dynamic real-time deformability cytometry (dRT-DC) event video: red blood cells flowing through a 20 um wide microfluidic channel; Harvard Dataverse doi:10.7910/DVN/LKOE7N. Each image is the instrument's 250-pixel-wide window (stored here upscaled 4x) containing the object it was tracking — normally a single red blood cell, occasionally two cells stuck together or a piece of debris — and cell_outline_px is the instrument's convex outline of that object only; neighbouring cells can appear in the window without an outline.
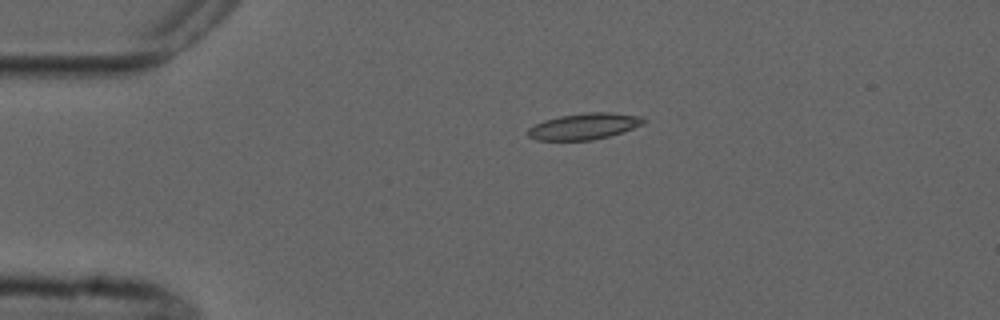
{"species": "common noctule bat (a hibernating species)", "species_latin": "Nyctalus noctula", "temperature_condition": "cold", "stored_images_in_passage": 8, "camera_frame_rate_fps": 3000, "um_per_image_px": 0.085, "animal": {"sex": "male", "forearm_length_mm": 52.5}, "frame": {"image": 1, "passage_image": 4, "time_ms": 3.667, "image_size_px": [1000, 320], "cell_outline_px": [[648, 120], [644, 124], [608, 136], [592, 140], [536, 140], [528, 136], [528, 128], [544, 120], [560, 116], [588, 112], [612, 112], [640, 116]], "centroid_in_image_um": [49.66, 10.73], "position_along_channel_um": 35.3, "area_um2": 17.57}}
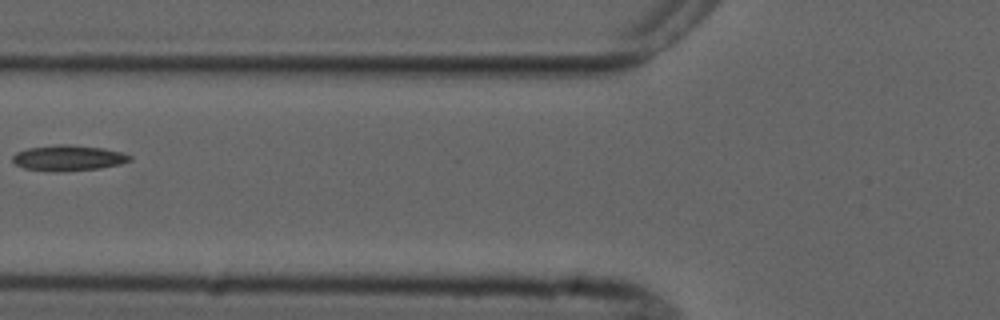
{"frame": {"image": 2, "passage_image": 7, "time_ms": 7.0, "image_size_px": [1000, 320], "cell_outline_px": [[132, 160], [120, 164], [100, 168], [60, 172], [56, 172], [24, 168], [16, 164], [12, 160], [12, 156], [16, 152], [28, 148], [56, 144], [72, 144], [104, 148], [120, 152], [132, 156]], "centroid_in_image_um": [5.8, 13.42], "position_along_channel_um": 120.0, "area_um2": 17.63}}
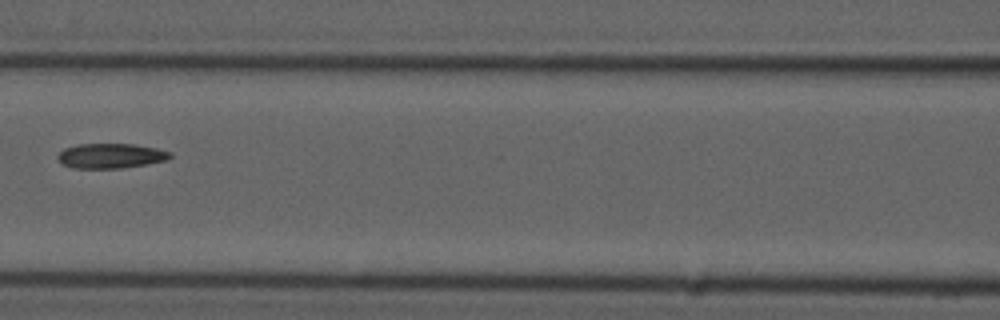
{"frame": {"image": 3, "passage_image": 8, "time_ms": 8.0, "image_size_px": [1000, 320], "cell_outline_px": [[172, 156], [168, 160], [148, 164], [120, 168], [72, 168], [64, 164], [56, 156], [64, 148], [76, 144], [132, 144], [156, 148], [172, 152]], "centroid_in_image_um": [9.44, 13.24], "position_along_channel_um": 157.2, "area_um2": 16.3}}